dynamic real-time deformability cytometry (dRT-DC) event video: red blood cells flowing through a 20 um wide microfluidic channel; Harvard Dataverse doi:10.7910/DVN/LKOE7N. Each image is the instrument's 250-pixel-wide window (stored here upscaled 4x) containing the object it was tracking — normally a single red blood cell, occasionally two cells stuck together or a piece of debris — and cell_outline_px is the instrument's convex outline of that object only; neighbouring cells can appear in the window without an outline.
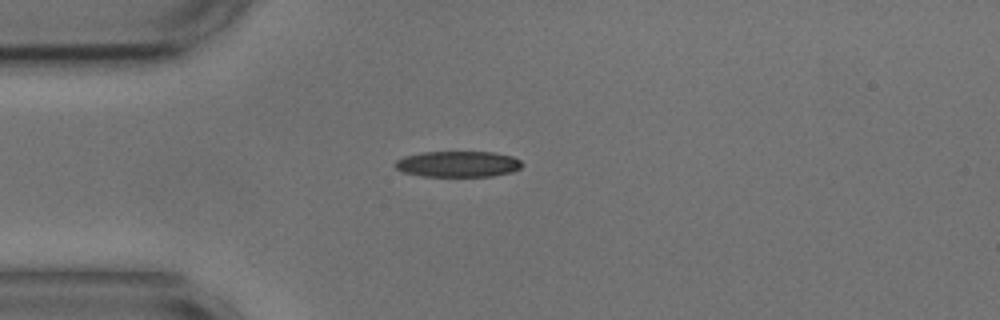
{"species": "common noctule bat (a hibernating species)", "species_latin": "Nyctalus noctula", "temperature_condition": "cold", "stored_images_in_passage": 42, "camera_frame_rate_fps": 3000, "um_per_image_px": 0.085, "animal": {"sex": "male", "body_mass_g": 17.9, "forearm_length_mm": 54.2}, "frame": {"image": 1, "passage_image": 1, "time_ms": 0.0, "image_size_px": [1000, 320], "cell_outline_px": [[524, 164], [520, 168], [512, 172], [492, 176], [420, 176], [404, 172], [396, 168], [392, 164], [396, 160], [404, 156], [420, 152], [492, 152], [512, 156], [520, 160]], "centroid_in_image_um": [38.91, 13.94], "position_along_channel_um": 46.1, "area_um2": 19.31}}
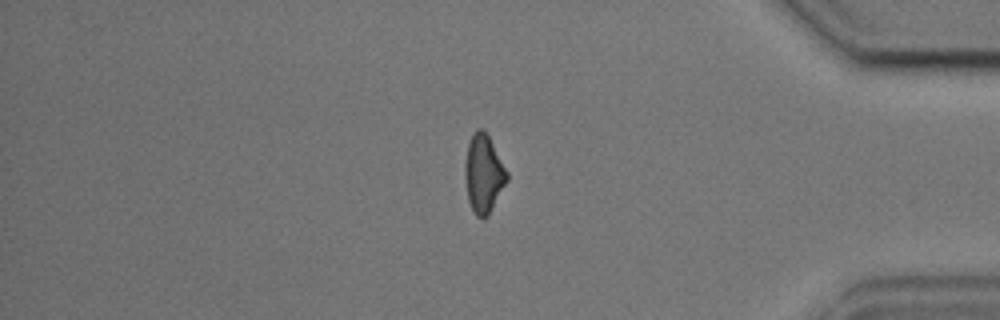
{"frame": {"image": 2, "passage_image": 33, "time_ms": 10.667, "image_size_px": [1000, 320], "cell_outline_px": [[508, 180], [488, 216], [476, 216], [468, 200], [464, 176], [464, 164], [468, 144], [472, 132], [476, 128], [484, 128], [508, 172]], "centroid_in_image_um": [41.09, 14.72], "position_along_channel_um": 394.1, "area_um2": 19.19}}
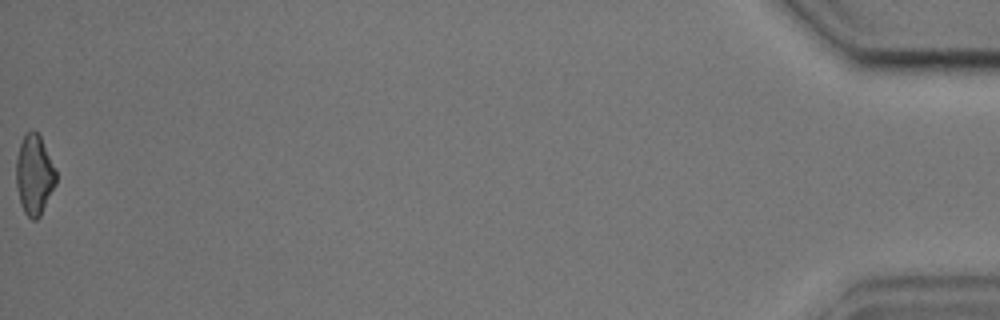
{"frame": {"image": 3, "passage_image": 42, "time_ms": 13.667, "image_size_px": [1000, 320], "cell_outline_px": [[56, 184], [40, 216], [36, 220], [32, 220], [24, 212], [20, 204], [16, 188], [16, 160], [20, 144], [24, 132], [32, 128], [40, 136], [56, 168]], "centroid_in_image_um": [2.91, 14.84], "position_along_channel_um": 432.3, "area_um2": 18.84}, "authors_computed_cell_mechanics": {"area_um2": 19.7098, "velocity_mm_per_s": 3.6595, "shape_relaxation_time_tau1_ms": 6.6662, "shape_relaxation_time_tau2_ms": 3.1923, "deformation_change_tau1": 0.1466, "deformation_change_tau2": 0.1069}}